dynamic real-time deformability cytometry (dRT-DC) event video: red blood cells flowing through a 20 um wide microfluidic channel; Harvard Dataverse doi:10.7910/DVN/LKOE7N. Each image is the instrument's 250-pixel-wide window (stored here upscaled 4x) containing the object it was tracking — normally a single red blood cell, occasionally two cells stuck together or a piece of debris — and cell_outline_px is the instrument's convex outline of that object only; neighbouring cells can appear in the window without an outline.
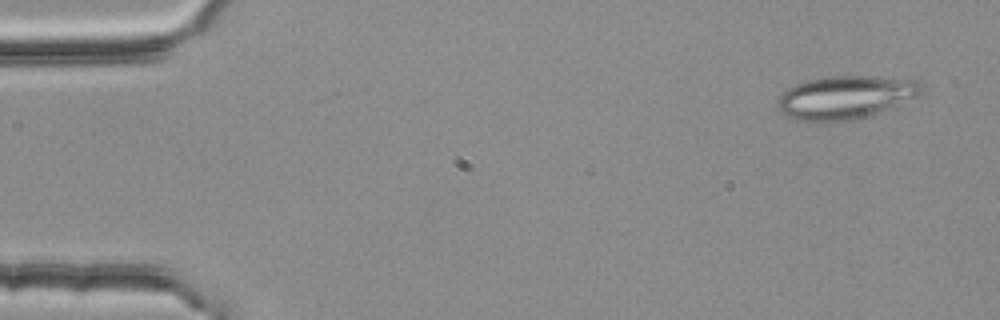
{"species": "common noctule bat (a hibernating species)", "species_latin": "Nyctalus noctula", "temperature_condition": "room temperature", "stored_images_in_passage": 4, "camera_frame_rate_fps": 3000, "um_per_image_px": 0.085, "animal": {"sex": "female", "body_mass_g": 25.1}, "frame": {"image": 1, "passage_image": 1, "time_ms": 0.0, "image_size_px": [1000, 320], "cell_outline_px": [[924, 92], [916, 96], [876, 112], [848, 120], [796, 120], [780, 112], [780, 96], [788, 88], [804, 80], [824, 76], [872, 76], [916, 80], [924, 88]], "centroid_in_image_um": [71.85, 8.23], "position_along_channel_um": 13.2, "area_um2": 35.14}}